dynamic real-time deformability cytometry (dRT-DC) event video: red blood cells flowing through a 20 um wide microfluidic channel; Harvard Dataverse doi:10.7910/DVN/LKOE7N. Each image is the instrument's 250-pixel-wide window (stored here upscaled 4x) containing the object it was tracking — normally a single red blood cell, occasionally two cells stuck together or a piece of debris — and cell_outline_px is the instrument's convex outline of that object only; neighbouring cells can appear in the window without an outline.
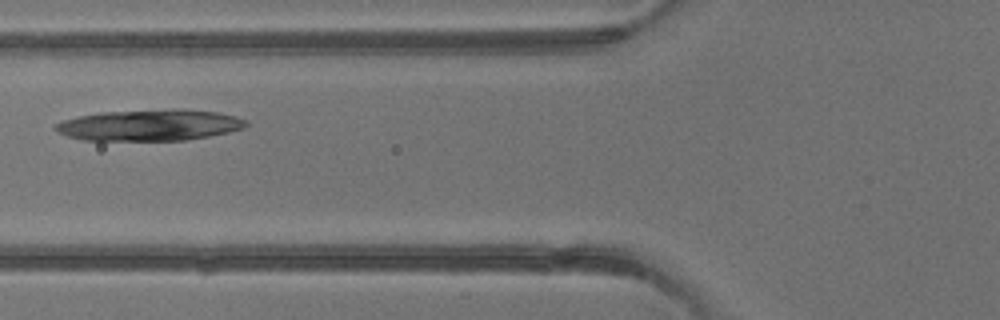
{"species": "common noctule bat (a hibernating species)", "species_latin": "Nyctalus noctula", "temperature_condition": "warm", "stored_images_in_passage": 3, "camera_frame_rate_fps": 3000, "um_per_image_px": 0.085, "animal": {"sex": "male", "body_mass_g": 13.3}, "frame": {"image": 1, "passage_image": 3, "time_ms": 2.333, "image_size_px": [1000, 320], "cell_outline_px": [[248, 124], [244, 128], [228, 132], [188, 140], [80, 140], [56, 132], [52, 128], [56, 124], [64, 120], [80, 116], [100, 112], [172, 108], [216, 112], [236, 116], [248, 120]], "centroid_in_image_um": [12.72, 10.63], "position_along_channel_um": 113.1, "area_um2": 34.85}}